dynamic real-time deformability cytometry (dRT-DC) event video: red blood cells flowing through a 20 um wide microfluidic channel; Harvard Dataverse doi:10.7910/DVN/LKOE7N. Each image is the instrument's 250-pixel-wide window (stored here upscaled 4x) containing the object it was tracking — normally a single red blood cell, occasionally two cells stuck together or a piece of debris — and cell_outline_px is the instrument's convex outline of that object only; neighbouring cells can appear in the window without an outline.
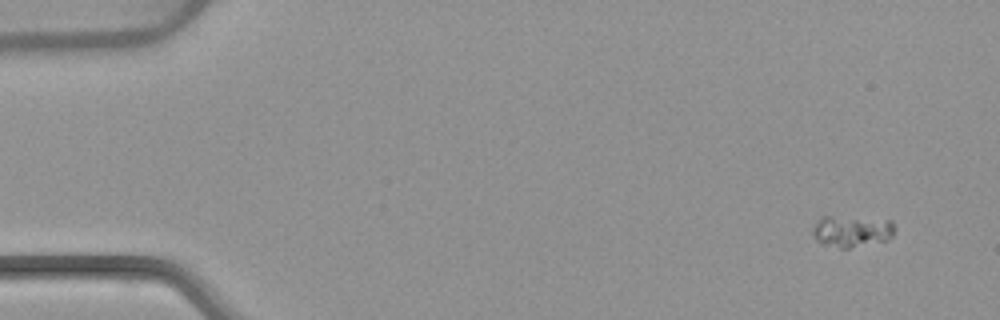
{"species": "common noctule bat (a hibernating species)", "species_latin": "Nyctalus noctula", "temperature_condition": "warm", "stored_images_in_passage": 51, "camera_frame_rate_fps": 3000, "um_per_image_px": 0.085, "animal": {"sex": "female", "body_mass_g": 22.7, "forearm_length_mm": 54.2}, "frame": {"image": 1, "passage_image": 1, "time_ms": 0.0, "image_size_px": [1000, 320], "cell_outline_px": [[896, 228], [892, 236], [888, 240], [848, 248], [840, 248], [820, 244], [812, 236], [812, 228], [820, 216], [828, 216], [892, 220]], "centroid_in_image_um": [72.38, 19.66], "position_along_channel_um": 12.6, "area_um2": 15.26}}
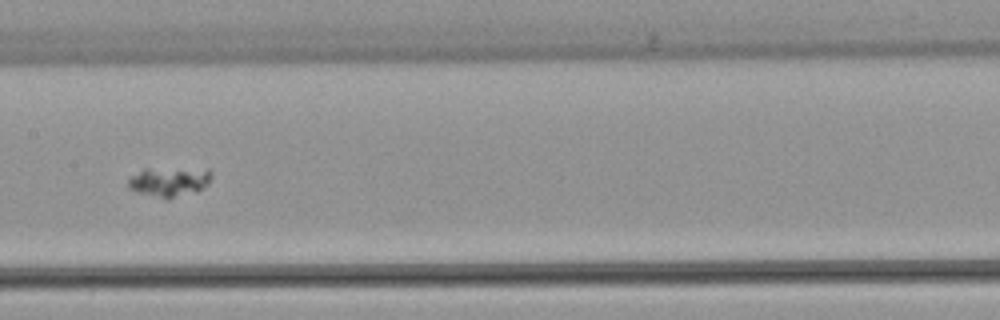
{"frame": {"image": 2, "passage_image": 25, "time_ms": 8.0, "image_size_px": [1000, 320], "cell_outline_px": [[212, 176], [208, 184], [196, 192], [168, 200], [136, 192], [128, 188], [128, 176], [144, 168], [208, 168], [212, 172]], "centroid_in_image_um": [14.38, 15.44], "position_along_channel_um": 193.0, "area_um2": 14.97}}
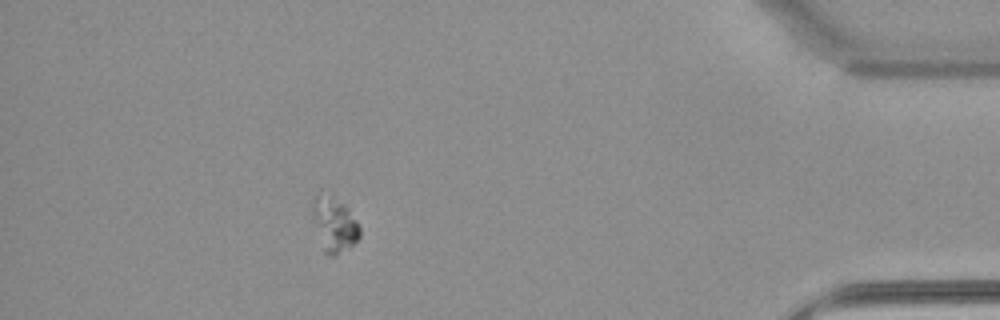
{"frame": {"image": 3, "passage_image": 46, "time_ms": 15.0, "image_size_px": [1000, 320], "cell_outline_px": [[360, 236], [352, 244], [332, 256], [328, 256], [324, 252], [312, 216], [312, 196], [316, 196], [344, 204], [348, 208], [356, 220], [360, 228]], "centroid_in_image_um": [28.41, 19.14], "position_along_channel_um": 406.8, "area_um2": 14.1}}